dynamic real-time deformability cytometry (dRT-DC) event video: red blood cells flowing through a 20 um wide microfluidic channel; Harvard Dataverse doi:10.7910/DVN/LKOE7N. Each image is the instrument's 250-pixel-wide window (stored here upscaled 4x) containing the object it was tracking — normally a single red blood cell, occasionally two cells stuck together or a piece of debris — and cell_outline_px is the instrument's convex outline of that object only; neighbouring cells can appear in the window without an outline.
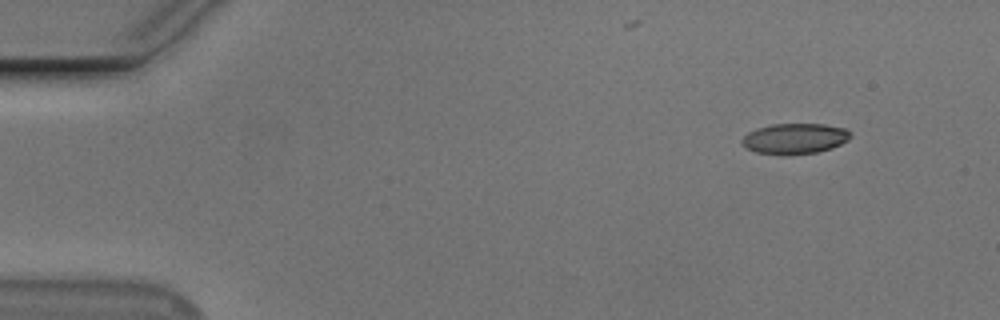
{"species": "Egyptian fruit bat (a non-hibernating species)", "species_latin": "Rousettus aegyptiacus", "temperature_condition": "cold", "stored_images_in_passage": 51, "camera_frame_rate_fps": 3000, "um_per_image_px": 0.085, "animal": {"sex": "male"}, "frame": {"image": 1, "passage_image": 1, "time_ms": 0.0, "image_size_px": [1000, 320], "cell_outline_px": [[852, 136], [848, 140], [832, 148], [816, 152], [788, 156], [780, 156], [756, 152], [744, 148], [740, 144], [740, 140], [748, 132], [756, 128], [772, 124], [824, 124], [848, 128], [852, 132]], "centroid_in_image_um": [67.54, 11.79], "position_along_channel_um": 17.5, "area_um2": 19.94}}
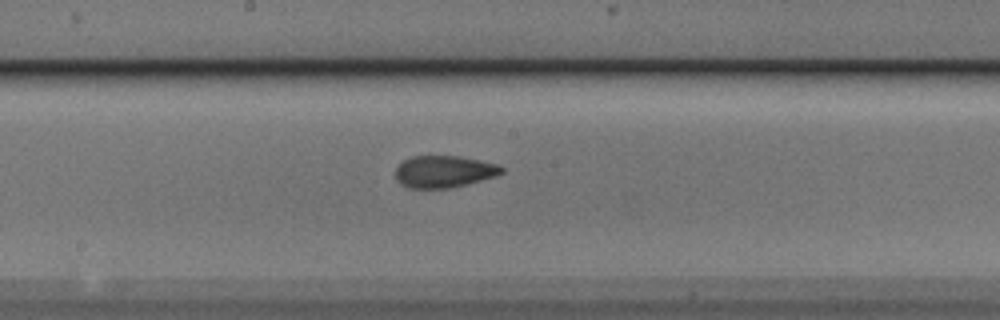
{"frame": {"image": 2, "passage_image": 25, "time_ms": 8.0, "image_size_px": [1000, 320], "cell_outline_px": [[504, 172], [496, 176], [452, 188], [408, 188], [400, 184], [396, 180], [396, 168], [404, 160], [412, 156], [460, 156], [500, 164], [504, 168]], "centroid_in_image_um": [37.76, 14.58], "position_along_channel_um": 210.4, "area_um2": 19.94}}
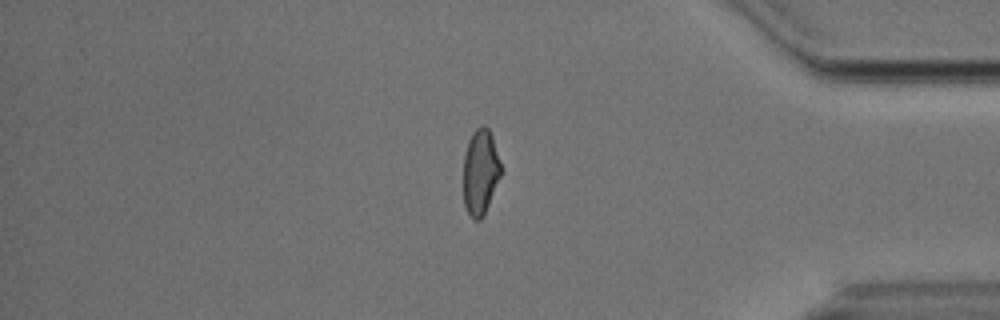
{"frame": {"image": 3, "passage_image": 42, "time_ms": 13.667, "image_size_px": [1000, 320], "cell_outline_px": [[504, 172], [484, 216], [480, 220], [472, 220], [464, 204], [464, 156], [468, 140], [472, 132], [476, 128], [484, 124], [488, 128], [492, 136]], "centroid_in_image_um": [40.87, 14.64], "position_along_channel_um": 394.3, "area_um2": 19.25}, "authors_computed_cell_mechanics": {"area_um2": 19.941, "velocity_mm_per_s": 3.7118, "shape_relaxation_time_tau1_ms": null, "shape_relaxation_time_tau2_ms": 1.7854, "deformation_change_tau1": null, "deformation_change_tau2": 0.074}}